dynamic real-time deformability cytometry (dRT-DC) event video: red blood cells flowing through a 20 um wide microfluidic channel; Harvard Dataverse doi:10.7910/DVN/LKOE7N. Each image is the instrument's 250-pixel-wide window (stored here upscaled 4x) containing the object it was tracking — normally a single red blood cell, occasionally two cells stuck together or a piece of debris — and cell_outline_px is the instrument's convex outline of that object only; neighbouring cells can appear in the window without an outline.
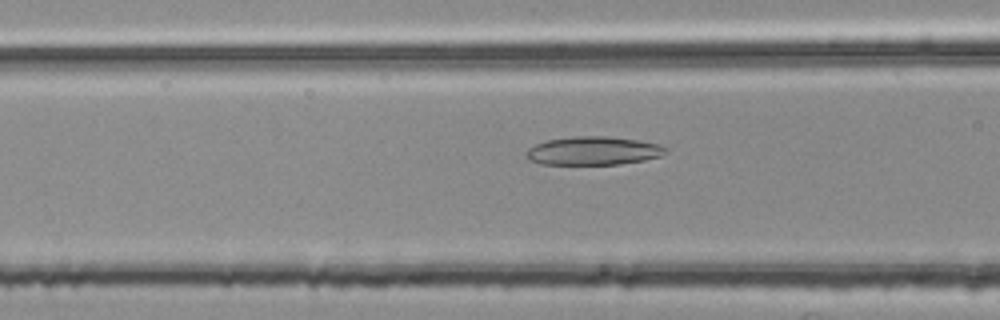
{"species": "common noctule bat (a hibernating species)", "species_latin": "Nyctalus noctula", "temperature_condition": "room temperature", "stored_images_in_passage": 39, "camera_frame_rate_fps": 3000, "um_per_image_px": 0.085, "animal": {"sex": "female", "body_mass_g": 25.1}, "frame": {"image": 1, "passage_image": 6, "time_ms": 1.667, "image_size_px": [1000, 320], "cell_outline_px": [[668, 152], [660, 156], [644, 160], [620, 164], [540, 164], [528, 160], [524, 152], [528, 148], [536, 144], [548, 140], [572, 136], [604, 136], [640, 140], [660, 144], [668, 148]], "centroid_in_image_um": [50.44, 12.81], "position_along_channel_um": 116.2, "area_um2": 23.29}}
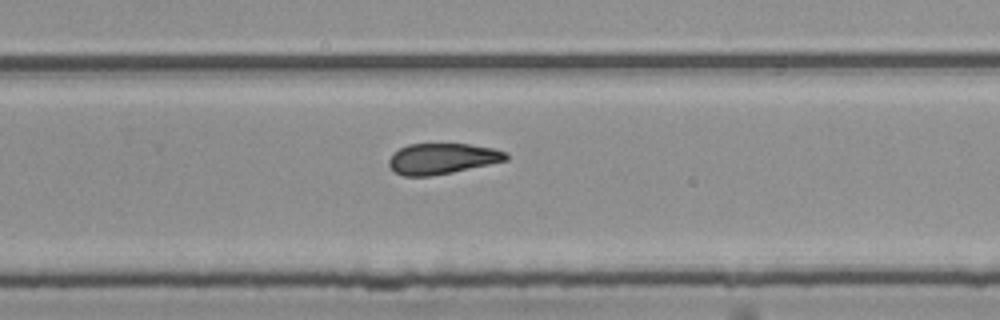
{"frame": {"image": 2, "passage_image": 20, "time_ms": 6.333, "image_size_px": [1000, 320], "cell_outline_px": [[508, 160], [452, 172], [428, 176], [404, 176], [392, 172], [388, 164], [388, 160], [392, 152], [408, 144], [468, 144], [492, 148], [508, 152]], "centroid_in_image_um": [37.54, 13.48], "position_along_channel_um": 292.3, "area_um2": 21.1}}
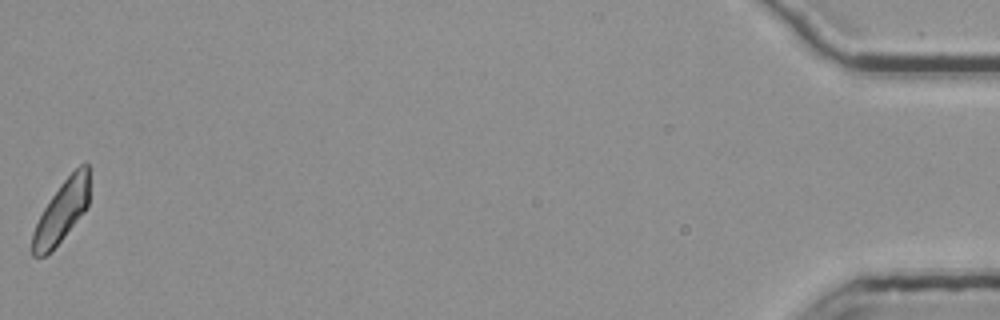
{"frame": {"image": 3, "passage_image": 39, "time_ms": 12.667, "image_size_px": [1000, 320], "cell_outline_px": [[88, 204], [84, 212], [64, 236], [44, 256], [32, 256], [32, 232], [44, 208], [60, 184], [80, 164], [88, 164]], "centroid_in_image_um": [5.23, 17.97], "position_along_channel_um": 430.0, "area_um2": 19.77}, "authors_computed_cell_mechanics": {"area_um2": 21.5594, "velocity_mm_per_s": 3.7769, "shape_relaxation_time_tau1_ms": null, "shape_relaxation_time_tau2_ms": 3.8233, "deformation_change_tau1": null, "deformation_change_tau2": 0.1202}}